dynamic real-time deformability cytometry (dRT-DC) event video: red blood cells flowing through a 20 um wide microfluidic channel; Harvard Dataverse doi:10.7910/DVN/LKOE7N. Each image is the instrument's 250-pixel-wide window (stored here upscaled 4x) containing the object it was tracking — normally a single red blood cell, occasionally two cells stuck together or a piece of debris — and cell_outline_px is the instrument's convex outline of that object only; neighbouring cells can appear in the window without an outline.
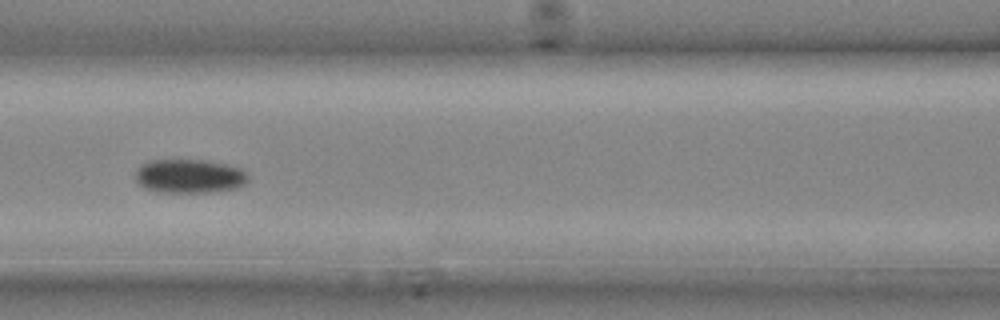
{"species": "common noctule bat (a hibernating species)", "species_latin": "Nyctalus noctula", "temperature_condition": "cold", "stored_images_in_passage": 14, "camera_frame_rate_fps": 3000, "um_per_image_px": 0.085, "animal": {"sex": "male", "body_mass_g": 20.4}, "frame": {"image": 1, "passage_image": 11, "time_ms": 3.333, "image_size_px": [1000, 320], "cell_outline_px": [[248, 180], [244, 184], [236, 188], [208, 192], [156, 192], [144, 188], [136, 180], [136, 172], [140, 164], [148, 160], [200, 160], [224, 164], [240, 168], [248, 176]], "centroid_in_image_um": [16.05, 14.97], "position_along_channel_um": 150.5, "area_um2": 22.14}}
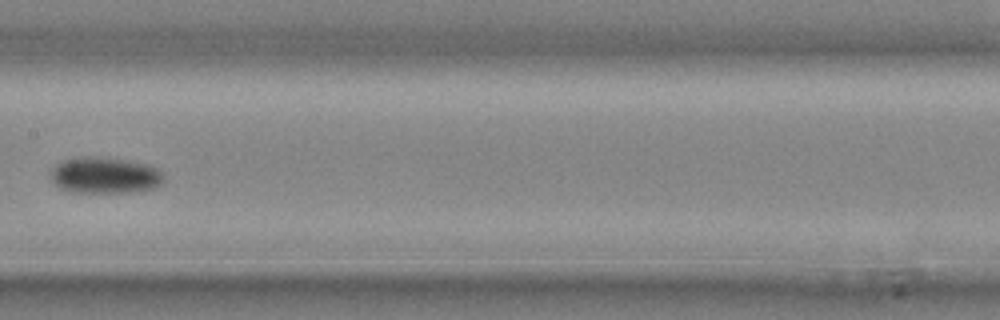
{"frame": {"image": 2, "passage_image": 13, "time_ms": 4.0, "image_size_px": [1000, 320], "cell_outline_px": [[164, 184], [156, 188], [132, 192], [76, 192], [60, 188], [52, 180], [52, 168], [56, 164], [64, 160], [80, 156], [100, 156], [148, 164], [156, 168], [164, 176]], "centroid_in_image_um": [8.95, 14.89], "position_along_channel_um": 198.4, "area_um2": 23.99}}